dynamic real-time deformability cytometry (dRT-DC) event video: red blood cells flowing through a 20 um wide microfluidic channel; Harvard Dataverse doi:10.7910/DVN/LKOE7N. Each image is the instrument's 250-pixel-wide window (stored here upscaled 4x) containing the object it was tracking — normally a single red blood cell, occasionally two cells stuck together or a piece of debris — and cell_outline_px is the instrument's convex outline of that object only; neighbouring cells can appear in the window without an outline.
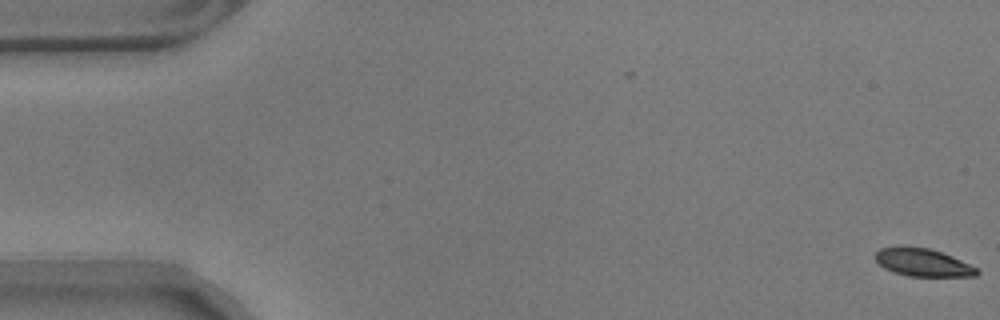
{"species": "common noctule bat (a hibernating species)", "species_latin": "Nyctalus noctula", "temperature_condition": "warm", "stored_images_in_passage": 58, "camera_frame_rate_fps": 3000, "um_per_image_px": 0.085, "animal": {"sex": "male", "body_mass_g": 17.9}, "frame": {"image": 1, "passage_image": 1, "time_ms": 0.0, "image_size_px": [1000, 320], "cell_outline_px": [[980, 272], [976, 276], [908, 276], [884, 268], [876, 260], [876, 252], [880, 248], [904, 244], [928, 248], [952, 256], [976, 268]], "centroid_in_image_um": [78.4, 22.28], "position_along_channel_um": 6.6, "area_um2": 16.47}}
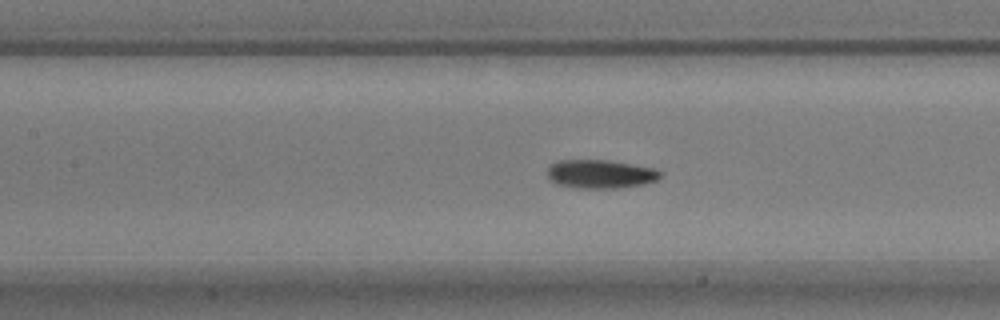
{"frame": {"image": 2, "passage_image": 26, "time_ms": 8.333, "image_size_px": [1000, 320], "cell_outline_px": [[664, 172], [656, 180], [644, 184], [620, 188], [576, 188], [556, 184], [548, 176], [548, 168], [556, 160], [608, 160], [656, 168]], "centroid_in_image_um": [51.06, 14.79], "position_along_channel_um": 156.3, "area_um2": 18.96}}
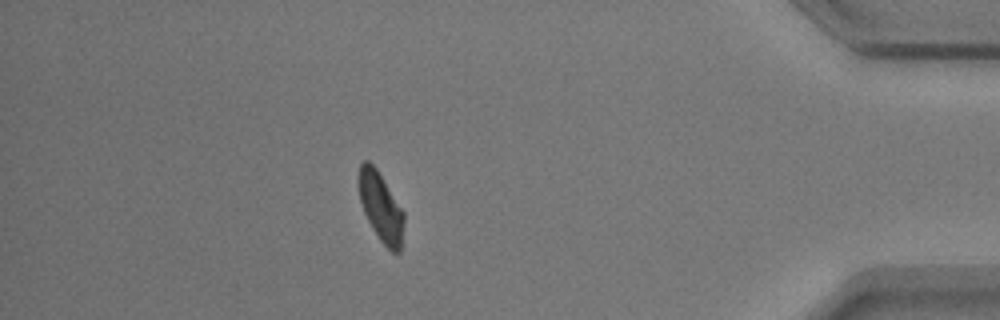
{"frame": {"image": 3, "passage_image": 51, "time_ms": 16.667, "image_size_px": [1000, 320], "cell_outline_px": [[404, 220], [400, 252], [392, 252], [380, 240], [372, 228], [364, 212], [360, 200], [356, 184], [356, 176], [360, 164], [364, 160], [368, 160], [376, 168], [404, 212]], "centroid_in_image_um": [32.32, 17.54], "position_along_channel_um": 402.9, "area_um2": 18.32}, "authors_computed_cell_mechanics": {"area_um2": 18.3515, "velocity_mm_per_s": 3.5063, "shape_relaxation_time_tau1_ms": 2.5327, "shape_relaxation_time_tau2_ms": 3.5558, "deformation_change_tau1": 0.1227, "deformation_change_tau2": 0.0626}}